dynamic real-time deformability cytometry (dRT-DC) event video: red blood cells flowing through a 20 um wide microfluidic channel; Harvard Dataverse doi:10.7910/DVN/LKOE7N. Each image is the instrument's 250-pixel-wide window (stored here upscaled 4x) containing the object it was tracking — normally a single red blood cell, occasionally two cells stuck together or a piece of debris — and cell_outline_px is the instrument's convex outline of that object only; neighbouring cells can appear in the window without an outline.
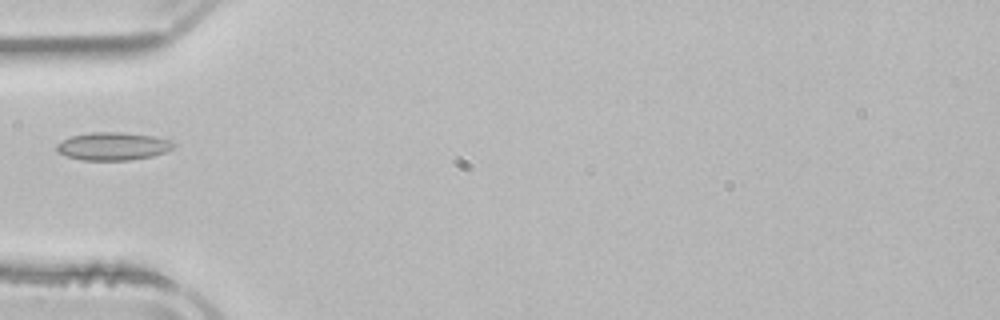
{"species": "common noctule bat (a hibernating species)", "species_latin": "Nyctalus noctula", "temperature_condition": "room temperature", "stored_images_in_passage": 1, "camera_frame_rate_fps": 3000, "um_per_image_px": 0.085, "animal": {"sex": "male", "body_mass_g": 21.5, "forearm_length_mm": 52.0}, "frame": {"image": 1, "passage_image": 1, "time_ms": 0.0, "image_size_px": [1000, 320], "cell_outline_px": [[176, 144], [172, 148], [164, 152], [152, 156], [132, 160], [80, 160], [56, 152], [56, 144], [72, 136], [92, 132], [120, 132], [152, 136], [168, 140]], "centroid_in_image_um": [9.57, 12.44], "position_along_channel_um": 75.4, "area_um2": 18.84}}